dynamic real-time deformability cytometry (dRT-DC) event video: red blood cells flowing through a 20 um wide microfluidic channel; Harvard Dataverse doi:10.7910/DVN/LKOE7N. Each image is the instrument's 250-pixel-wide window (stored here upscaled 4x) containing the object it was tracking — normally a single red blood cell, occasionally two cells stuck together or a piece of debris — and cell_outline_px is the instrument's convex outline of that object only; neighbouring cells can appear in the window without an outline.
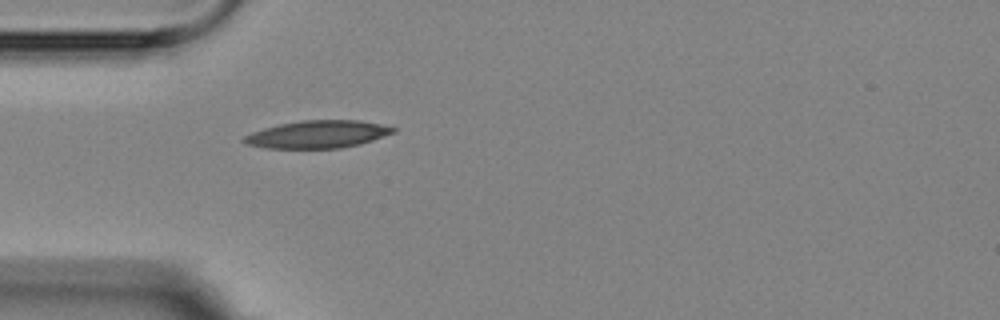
{"species": "Egyptian fruit bat (a non-hibernating species)", "species_latin": "Rousettus aegyptiacus", "temperature_condition": "room temperature", "stored_images_in_passage": 5, "camera_frame_rate_fps": 3000, "um_per_image_px": 0.085, "animal": {"sex": "female"}, "frame": {"image": 1, "passage_image": 5, "time_ms": 4.667, "image_size_px": [1000, 320], "cell_outline_px": [[396, 132], [360, 144], [340, 148], [264, 148], [244, 144], [240, 140], [244, 136], [252, 132], [264, 128], [280, 124], [300, 120], [360, 120], [380, 124], [396, 128]], "centroid_in_image_um": [26.97, 11.42], "position_along_channel_um": 58.0, "area_um2": 24.04}}